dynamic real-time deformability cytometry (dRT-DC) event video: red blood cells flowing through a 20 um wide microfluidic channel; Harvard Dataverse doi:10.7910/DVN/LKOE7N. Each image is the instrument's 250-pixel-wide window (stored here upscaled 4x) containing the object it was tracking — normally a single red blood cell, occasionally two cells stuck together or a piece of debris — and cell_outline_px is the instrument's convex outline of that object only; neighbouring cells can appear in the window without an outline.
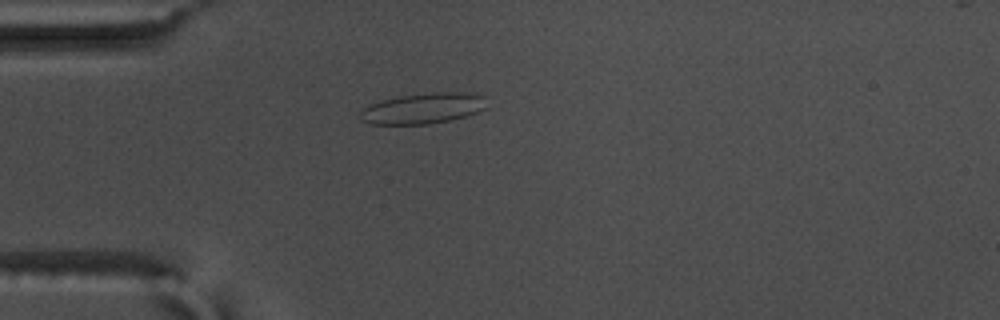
{"species": "common noctule bat (a hibernating species)", "species_latin": "Nyctalus noctula", "temperature_condition": "warm", "stored_images_in_passage": 56, "camera_frame_rate_fps": 3000, "um_per_image_px": 0.085, "animal": {"sex": "male", "body_mass_g": 17.5, "forearm_length_mm": 52.3}, "frame": {"image": 1, "passage_image": 16, "time_ms": 5.0, "image_size_px": [1000, 320], "cell_outline_px": [[488, 108], [468, 116], [452, 120], [428, 124], [372, 124], [360, 120], [360, 112], [368, 104], [400, 96], [432, 92], [476, 92], [484, 96]], "centroid_in_image_um": [36.03, 9.21], "position_along_channel_um": 49.0, "area_um2": 23.0}}
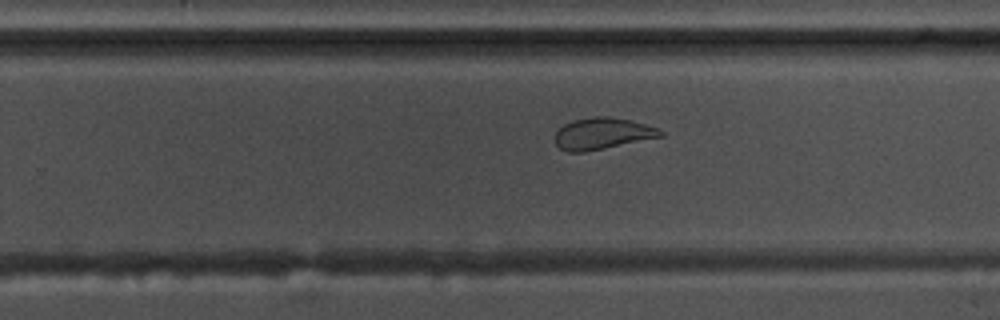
{"frame": {"image": 2, "passage_image": 36, "time_ms": 11.667, "image_size_px": [1000, 320], "cell_outline_px": [[664, 136], [584, 152], [568, 152], [560, 148], [556, 144], [556, 132], [564, 124], [572, 120], [596, 116], [608, 116], [632, 120], [656, 128], [664, 132]], "centroid_in_image_um": [51.2, 11.34], "position_along_channel_um": 278.6, "area_um2": 19.25}}
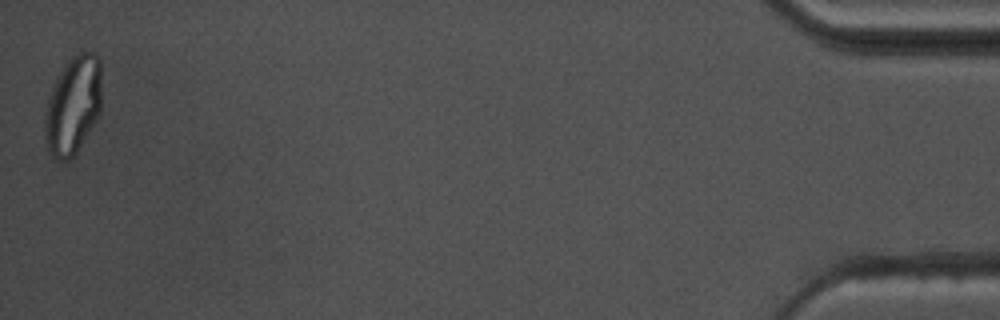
{"frame": {"image": 3, "passage_image": 56, "time_ms": 18.333, "image_size_px": [1000, 320], "cell_outline_px": [[100, 112], [96, 120], [76, 152], [68, 160], [60, 160], [52, 156], [48, 148], [44, 136], [44, 112], [48, 100], [56, 80], [64, 64], [72, 56], [80, 52], [96, 52], [100, 60]], "centroid_in_image_um": [6.2, 8.93], "position_along_channel_um": 429.0, "area_um2": 32.25}, "authors_computed_cell_mechanics": {"area_um2": 23.7558, "velocity_mm_per_s": 3.6491, "shape_relaxation_time_tau1_ms": null, "shape_relaxation_time_tau2_ms": 0.8598, "deformation_change_tau1": null, "deformation_change_tau2": 0.0571}}